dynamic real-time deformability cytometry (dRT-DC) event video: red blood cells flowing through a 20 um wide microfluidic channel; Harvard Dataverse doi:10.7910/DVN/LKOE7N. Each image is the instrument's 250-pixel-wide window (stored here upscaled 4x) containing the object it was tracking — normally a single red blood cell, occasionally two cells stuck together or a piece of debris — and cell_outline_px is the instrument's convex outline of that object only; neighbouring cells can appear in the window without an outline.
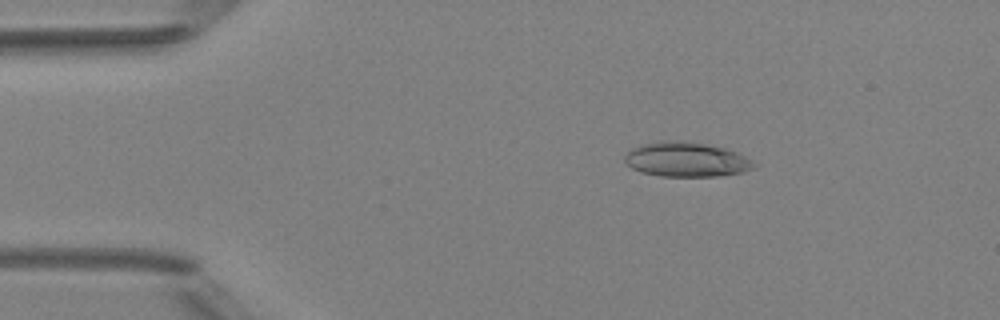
{"species": "Egyptian fruit bat (a non-hibernating species)", "species_latin": "Rousettus aegyptiacus", "temperature_condition": "room temperature", "stored_images_in_passage": 5, "camera_frame_rate_fps": 3000, "um_per_image_px": 0.085, "animal": {"sex": "female"}, "frame": {"image": 1, "passage_image": 1, "time_ms": 0.0, "image_size_px": [1000, 320], "cell_outline_px": [[756, 164], [752, 168], [744, 172], [716, 176], [660, 176], [640, 172], [632, 168], [624, 160], [624, 156], [632, 148], [644, 144], [664, 140], [680, 140], [704, 144], [724, 148], [736, 152], [744, 156]], "centroid_in_image_um": [58.31, 13.56], "position_along_channel_um": 26.7, "area_um2": 25.84}}
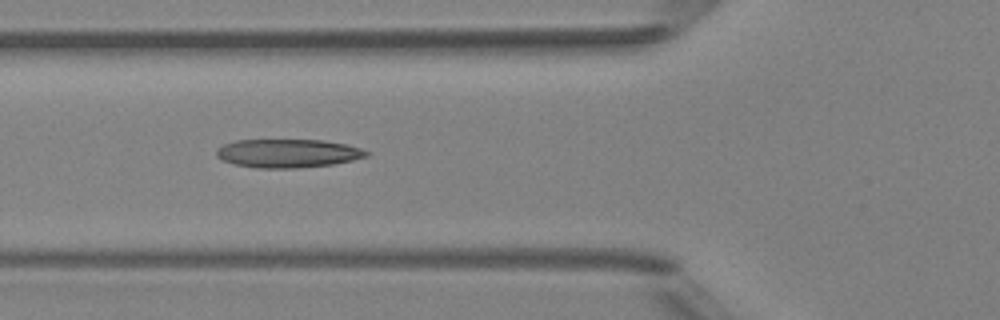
{"frame": {"image": 2, "passage_image": 4, "time_ms": 3.333, "image_size_px": [1000, 320], "cell_outline_px": [[368, 156], [352, 160], [332, 164], [296, 168], [260, 168], [236, 164], [224, 160], [216, 156], [216, 148], [224, 144], [236, 140], [320, 140], [348, 144], [360, 148], [368, 152]], "centroid_in_image_um": [24.46, 13.02], "position_along_channel_um": 101.3, "area_um2": 24.74}}
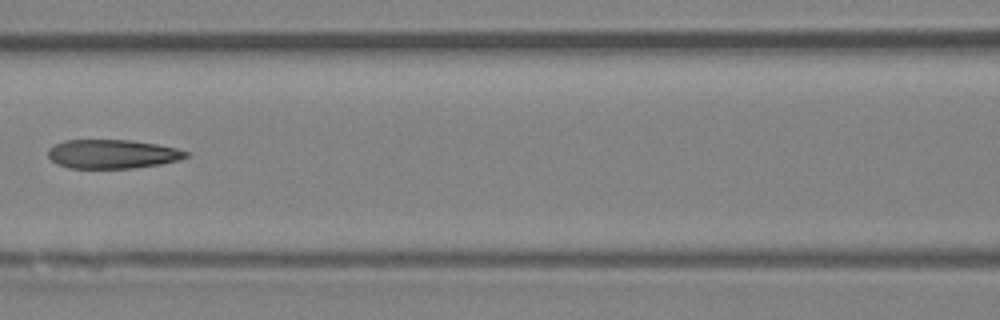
{"frame": {"image": 3, "passage_image": 5, "time_ms": 4.667, "image_size_px": [1000, 320], "cell_outline_px": [[188, 156], [176, 160], [160, 164], [132, 168], [68, 168], [56, 164], [48, 156], [48, 148], [64, 140], [128, 140], [156, 144], [176, 148], [188, 152]], "centroid_in_image_um": [9.5, 13.09], "position_along_channel_um": 157.1, "area_um2": 23.12}}